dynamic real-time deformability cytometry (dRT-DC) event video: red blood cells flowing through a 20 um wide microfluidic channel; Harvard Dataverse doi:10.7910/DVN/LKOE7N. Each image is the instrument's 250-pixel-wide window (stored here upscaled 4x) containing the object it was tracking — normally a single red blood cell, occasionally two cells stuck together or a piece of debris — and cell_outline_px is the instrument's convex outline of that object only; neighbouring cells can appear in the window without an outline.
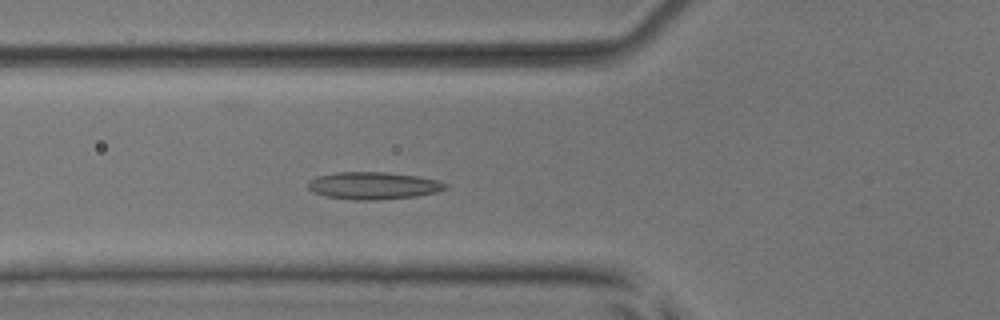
{"species": "common noctule bat (a hibernating species)", "species_latin": "Nyctalus noctula", "temperature_condition": "room temperature", "stored_images_in_passage": 6, "camera_frame_rate_fps": 3000, "um_per_image_px": 0.085, "animal": {"sex": "male", "body_mass_g": 17.9, "forearm_length_mm": 54.2}, "frame": {"image": 1, "passage_image": 6, "time_ms": 5.667, "image_size_px": [1000, 320], "cell_outline_px": [[448, 188], [436, 192], [416, 196], [376, 200], [356, 200], [324, 196], [312, 192], [308, 188], [308, 180], [316, 176], [336, 172], [384, 172], [420, 176], [440, 180], [448, 184]], "centroid_in_image_um": [31.74, 15.77], "position_along_channel_um": 94.1, "area_um2": 22.14}}